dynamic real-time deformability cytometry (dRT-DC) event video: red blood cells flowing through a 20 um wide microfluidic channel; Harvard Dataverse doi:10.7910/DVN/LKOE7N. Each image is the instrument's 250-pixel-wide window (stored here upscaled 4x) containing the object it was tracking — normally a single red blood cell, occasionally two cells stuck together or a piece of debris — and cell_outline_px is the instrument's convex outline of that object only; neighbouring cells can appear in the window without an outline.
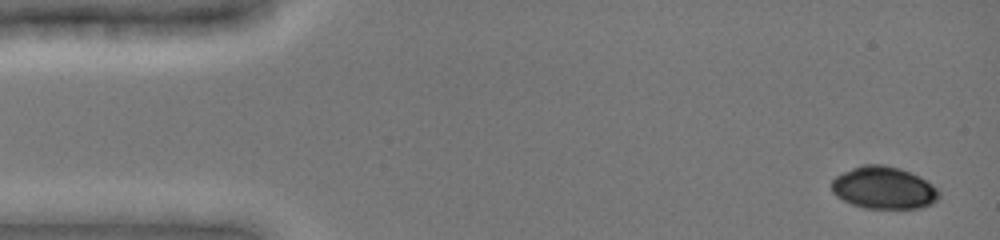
{"species": "common noctule bat (a hibernating species)", "species_latin": "Nyctalus noctula", "temperature_condition": "cold", "stored_images_in_passage": 44, "camera_frame_rate_fps": 3000, "um_per_image_px": 0.085, "animal": {"sex": "female", "body_mass_g": 19.0, "forearm_length_mm": 51.5}, "frame": {"image": 1, "passage_image": 1, "time_ms": 0.0, "image_size_px": [1000, 240], "cell_outline_px": [[940, 196], [932, 204], [924, 208], [864, 208], [852, 204], [836, 196], [832, 192], [832, 180], [836, 176], [852, 168], [864, 164], [884, 164], [900, 168], [932, 184], [940, 192]], "centroid_in_image_um": [75.11, 15.97], "position_along_channel_um": 9.9, "area_um2": 26.36}}
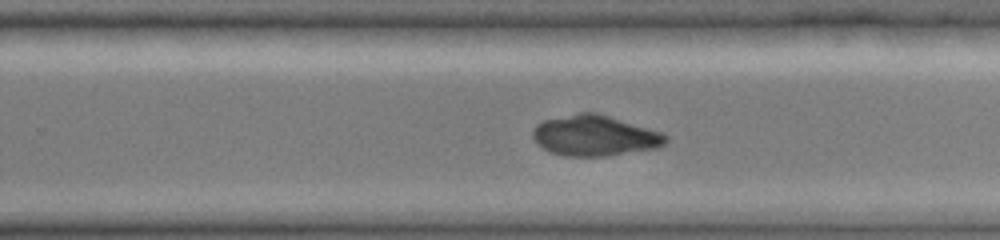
{"frame": {"image": 2, "passage_image": 29, "time_ms": 9.667, "image_size_px": [1000, 240], "cell_outline_px": [[668, 140], [664, 144], [656, 148], [608, 156], [564, 156], [552, 152], [544, 148], [532, 136], [532, 128], [536, 124], [544, 120], [580, 112], [596, 112], [664, 132], [668, 136]], "centroid_in_image_um": [50.59, 11.52], "position_along_channel_um": 279.2, "area_um2": 31.56}}
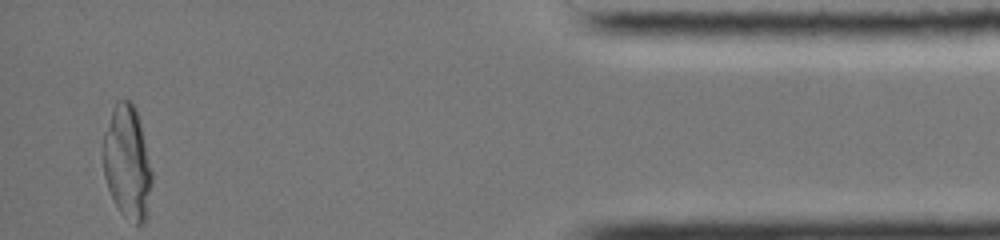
{"frame": {"image": 3, "passage_image": 44, "time_ms": 14.667, "image_size_px": [1000, 240], "cell_outline_px": [[152, 180], [144, 220], [140, 224], [136, 224], [120, 212], [108, 188], [104, 176], [104, 132], [112, 108], [116, 100], [128, 100], [136, 108], [152, 172]], "centroid_in_image_um": [10.8, 13.75], "position_along_channel_um": 424.4, "area_um2": 31.44}}